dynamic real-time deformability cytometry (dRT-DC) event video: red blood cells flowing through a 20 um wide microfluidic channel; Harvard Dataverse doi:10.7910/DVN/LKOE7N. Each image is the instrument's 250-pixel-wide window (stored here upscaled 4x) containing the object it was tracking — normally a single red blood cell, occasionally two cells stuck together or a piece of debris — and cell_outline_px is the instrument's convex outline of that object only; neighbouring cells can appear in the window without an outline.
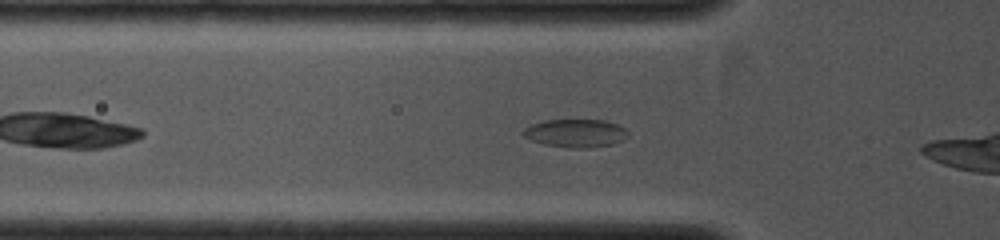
{"species": "common noctule bat (a hibernating species)", "species_latin": "Nyctalus noctula", "temperature_condition": "cold", "stored_images_in_passage": 48, "camera_frame_rate_fps": 4000, "um_per_image_px": 0.085, "animal": {"sex": "female", "body_mass_g": 19.0, "forearm_length_mm": 53.3}, "frame": {"image": 1, "passage_image": 11, "time_ms": 1.5, "image_size_px": [1000, 240], "cell_outline_px": [[628, 136], [624, 140], [612, 144], [584, 148], [568, 148], [544, 144], [532, 140], [524, 136], [520, 132], [524, 128], [532, 124], [544, 120], [604, 120], [616, 124], [624, 128], [628, 132]], "centroid_in_image_um": [48.91, 11.32], "position_along_channel_um": 76.9, "area_um2": 17.17}}
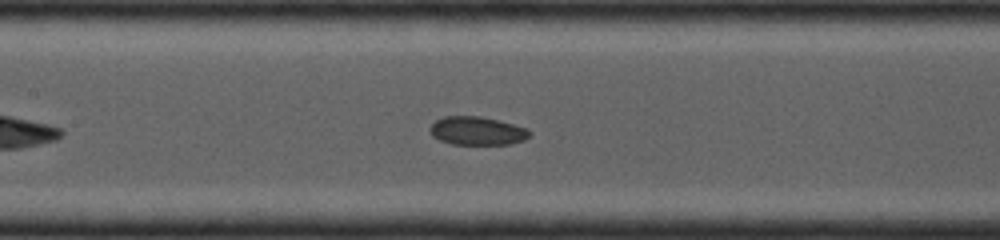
{"frame": {"image": 2, "passage_image": 24, "time_ms": 3.25, "image_size_px": [1000, 240], "cell_outline_px": [[532, 136], [524, 140], [512, 144], [452, 144], [440, 140], [432, 136], [428, 128], [436, 120], [444, 116], [480, 116], [528, 128], [532, 132]], "centroid_in_image_um": [40.57, 11.13], "position_along_channel_um": 166.8, "area_um2": 16.59}}
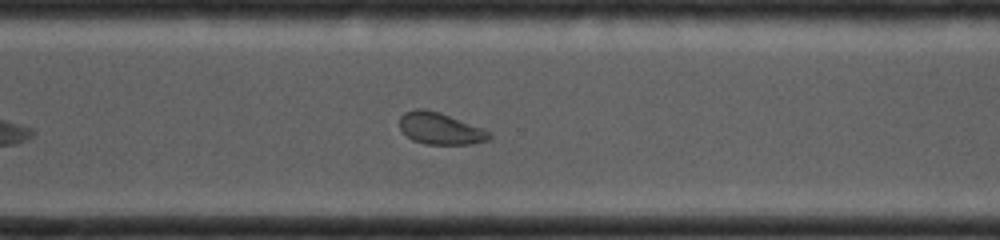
{"frame": {"image": 3, "passage_image": 40, "time_ms": 6.5, "image_size_px": [1000, 240], "cell_outline_px": [[492, 140], [472, 144], [424, 144], [412, 140], [400, 128], [400, 116], [404, 112], [416, 108], [436, 112], [484, 128], [492, 132]], "centroid_in_image_um": [37.47, 10.95], "position_along_channel_um": 333.1, "area_um2": 16.53}}